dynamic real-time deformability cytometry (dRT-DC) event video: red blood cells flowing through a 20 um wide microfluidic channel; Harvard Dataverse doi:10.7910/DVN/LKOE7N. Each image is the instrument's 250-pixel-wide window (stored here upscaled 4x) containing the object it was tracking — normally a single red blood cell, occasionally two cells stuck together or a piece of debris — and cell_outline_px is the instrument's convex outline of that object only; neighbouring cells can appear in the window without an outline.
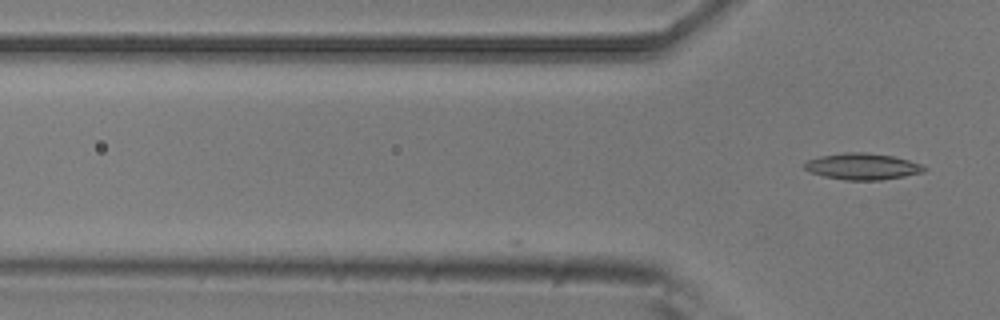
{"species": "common noctule bat (a hibernating species)", "species_latin": "Nyctalus noctula", "temperature_condition": "room temperature", "stored_images_in_passage": 3, "camera_frame_rate_fps": 3000, "um_per_image_px": 0.085, "animal": {"sex": "male", "body_mass_g": 20.5, "forearm_length_mm": 52.5}, "frame": {"image": 1, "passage_image": 3, "time_ms": 0.667, "image_size_px": [1000, 320], "cell_outline_px": [[928, 168], [924, 172], [904, 176], [880, 180], [844, 180], [824, 176], [812, 172], [804, 168], [804, 164], [808, 160], [820, 156], [844, 152], [868, 152], [892, 156], [908, 160], [920, 164]], "centroid_in_image_um": [73.32, 14.14], "position_along_channel_um": 52.5, "area_um2": 18.32}}